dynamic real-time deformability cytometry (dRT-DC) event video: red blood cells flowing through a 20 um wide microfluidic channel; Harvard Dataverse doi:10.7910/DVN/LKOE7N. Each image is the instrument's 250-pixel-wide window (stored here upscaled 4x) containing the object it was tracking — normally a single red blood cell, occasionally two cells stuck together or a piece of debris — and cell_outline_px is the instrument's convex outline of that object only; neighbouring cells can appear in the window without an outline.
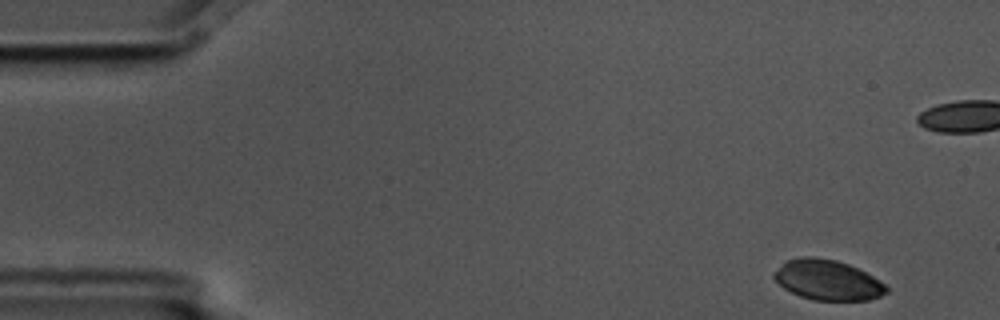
{"species": "common noctule bat (a hibernating species)", "species_latin": "Nyctalus noctula", "temperature_condition": "cold", "stored_images_in_passage": 15, "camera_frame_rate_fps": 3000, "um_per_image_px": 0.085, "animal": {"sex": "male", "body_mass_g": 17.5, "forearm_length_mm": 52.3}, "frame": {"image": 1, "passage_image": 1, "time_ms": 0.0, "image_size_px": [1000, 320], "cell_outline_px": [[888, 292], [880, 296], [868, 300], [812, 300], [800, 296], [784, 288], [772, 276], [772, 272], [784, 260], [800, 256], [816, 256], [836, 260], [848, 264], [880, 280], [888, 288]], "centroid_in_image_um": [70.3, 23.78], "position_along_channel_um": 14.7, "area_um2": 26.47}}